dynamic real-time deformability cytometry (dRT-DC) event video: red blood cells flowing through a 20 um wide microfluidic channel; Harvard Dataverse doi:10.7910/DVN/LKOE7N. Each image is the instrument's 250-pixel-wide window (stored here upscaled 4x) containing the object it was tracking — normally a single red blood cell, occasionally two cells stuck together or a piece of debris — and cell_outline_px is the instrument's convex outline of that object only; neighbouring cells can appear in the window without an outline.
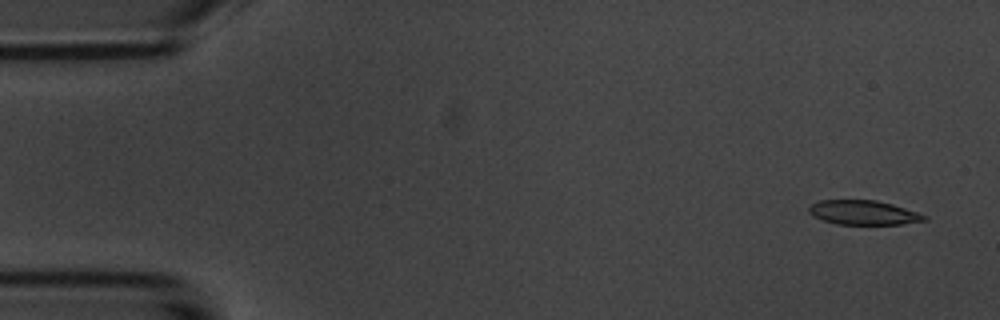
{"species": "common noctule bat (a hibernating species)", "species_latin": "Nyctalus noctula", "temperature_condition": "room temperature", "stored_images_in_passage": 4, "camera_frame_rate_fps": 3000, "um_per_image_px": 0.085, "animal": {"sex": "male", "body_mass_g": 20.1, "forearm_length_mm": 53.5}, "frame": {"image": 1, "passage_image": 1, "time_ms": 0.0, "image_size_px": [1000, 320], "cell_outline_px": [[928, 220], [904, 224], [836, 224], [812, 216], [808, 212], [808, 208], [812, 204], [820, 200], [876, 200], [892, 204], [928, 216]], "centroid_in_image_um": [73.39, 18.07], "position_along_channel_um": 11.6, "area_um2": 16.36}}
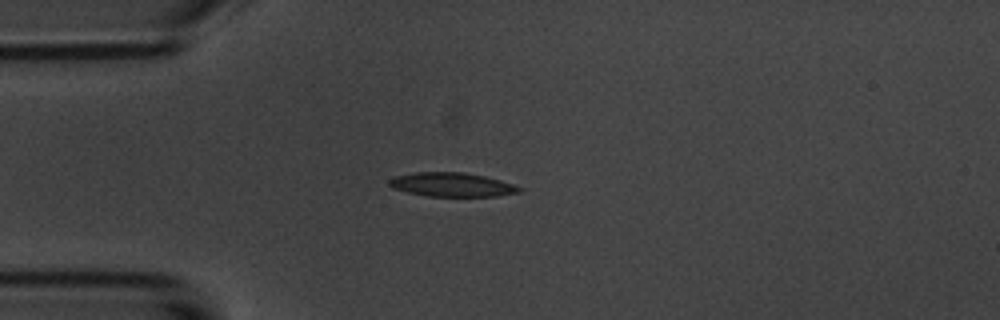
{"frame": {"image": 2, "passage_image": 4, "time_ms": 3.667, "image_size_px": [1000, 320], "cell_outline_px": [[524, 188], [520, 192], [496, 196], [428, 196], [408, 192], [392, 188], [388, 184], [388, 180], [392, 176], [416, 172], [464, 172], [484, 176], [500, 180]], "centroid_in_image_um": [38.38, 15.69], "position_along_channel_um": 46.6, "area_um2": 18.21}}